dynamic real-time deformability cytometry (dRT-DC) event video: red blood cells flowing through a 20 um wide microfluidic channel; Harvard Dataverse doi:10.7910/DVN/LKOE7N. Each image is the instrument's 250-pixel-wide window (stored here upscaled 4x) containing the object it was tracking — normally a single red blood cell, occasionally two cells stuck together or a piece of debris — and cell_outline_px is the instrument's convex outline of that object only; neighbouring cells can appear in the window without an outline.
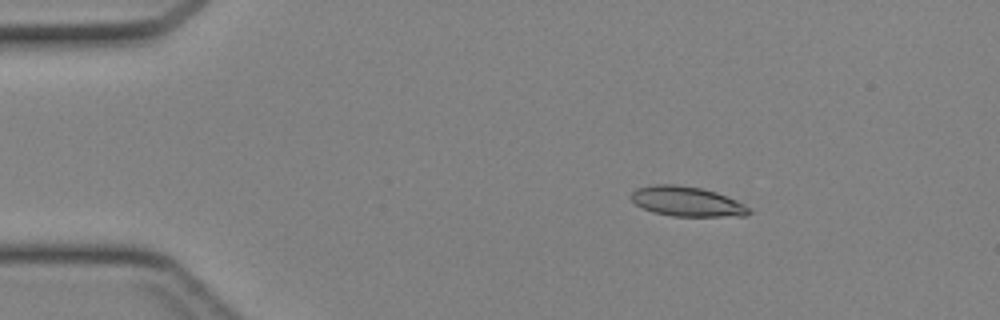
{"species": "Egyptian fruit bat (a non-hibernating species)", "species_latin": "Rousettus aegyptiacus", "temperature_condition": "cold", "stored_images_in_passage": 9, "camera_frame_rate_fps": 3000, "um_per_image_px": 0.085, "animal": {"sex": "female"}, "frame": {"image": 1, "passage_image": 1, "time_ms": 0.0, "image_size_px": [1000, 320], "cell_outline_px": [[752, 212], [744, 216], [672, 216], [652, 212], [636, 204], [632, 200], [632, 192], [636, 188], [652, 184], [672, 184], [700, 188], [716, 192], [736, 200], [744, 204]], "centroid_in_image_um": [58.38, 17.12], "position_along_channel_um": 26.6, "area_um2": 20.35}}
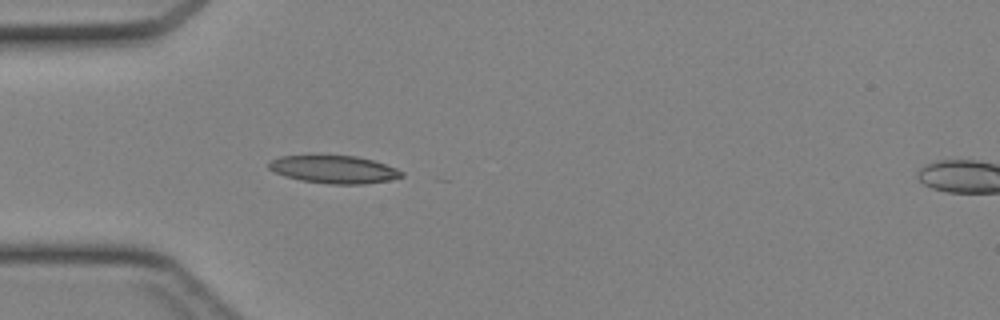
{"frame": {"image": 2, "passage_image": 7, "time_ms": 2.0, "image_size_px": [1000, 320], "cell_outline_px": [[404, 176], [388, 180], [364, 184], [328, 184], [300, 180], [284, 176], [268, 168], [268, 164], [272, 160], [280, 156], [356, 156], [372, 160], [396, 168], [404, 172]], "centroid_in_image_um": [28.4, 14.41], "position_along_channel_um": 56.6, "area_um2": 21.27}}